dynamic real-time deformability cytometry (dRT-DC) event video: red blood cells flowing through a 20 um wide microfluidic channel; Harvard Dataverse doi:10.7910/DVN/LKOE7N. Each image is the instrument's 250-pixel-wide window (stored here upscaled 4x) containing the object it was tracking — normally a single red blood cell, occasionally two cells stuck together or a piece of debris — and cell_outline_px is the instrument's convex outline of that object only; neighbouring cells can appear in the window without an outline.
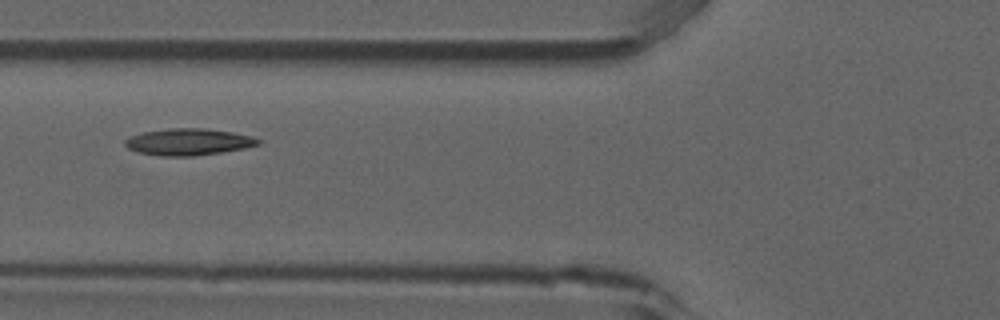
{"species": "common noctule bat (a hibernating species)", "species_latin": "Nyctalus noctula", "temperature_condition": "room temperature", "stored_images_in_passage": 3, "camera_frame_rate_fps": 3000, "um_per_image_px": 0.085, "animal": {"sex": "male", "forearm_length_mm": 52.5}, "frame": {"image": 1, "passage_image": 3, "time_ms": 0.667, "image_size_px": [1000, 320], "cell_outline_px": [[260, 144], [244, 148], [220, 152], [192, 156], [160, 156], [136, 152], [128, 148], [124, 144], [124, 140], [132, 136], [144, 132], [168, 128], [204, 128], [232, 132], [252, 136], [260, 140]], "centroid_in_image_um": [16.0, 12.06], "position_along_channel_um": 109.8, "area_um2": 20.63}}